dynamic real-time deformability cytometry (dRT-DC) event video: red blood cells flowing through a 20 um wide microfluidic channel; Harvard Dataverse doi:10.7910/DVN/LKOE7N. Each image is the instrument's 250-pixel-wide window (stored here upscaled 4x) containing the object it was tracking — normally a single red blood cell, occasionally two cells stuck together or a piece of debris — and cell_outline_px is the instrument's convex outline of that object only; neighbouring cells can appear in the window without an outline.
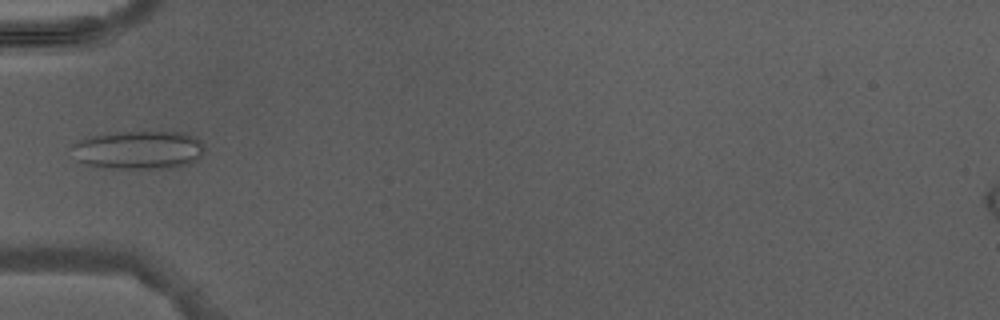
{"species": "Egyptian fruit bat (a non-hibernating species)", "species_latin": "Rousettus aegyptiacus", "temperature_condition": "warm", "stored_images_in_passage": 3, "camera_frame_rate_fps": 3000, "um_per_image_px": 0.085, "animal": {"sex": "male"}, "frame": {"image": 1, "passage_image": 3, "time_ms": 2.333, "image_size_px": [1000, 320], "cell_outline_px": [[204, 148], [200, 156], [196, 160], [188, 164], [172, 168], [112, 168], [88, 164], [76, 160], [68, 148], [72, 144], [80, 140], [92, 136], [120, 132], [184, 132], [200, 140], [204, 144]], "centroid_in_image_um": [11.76, 12.74], "position_along_channel_um": 73.2, "area_um2": 29.71}}